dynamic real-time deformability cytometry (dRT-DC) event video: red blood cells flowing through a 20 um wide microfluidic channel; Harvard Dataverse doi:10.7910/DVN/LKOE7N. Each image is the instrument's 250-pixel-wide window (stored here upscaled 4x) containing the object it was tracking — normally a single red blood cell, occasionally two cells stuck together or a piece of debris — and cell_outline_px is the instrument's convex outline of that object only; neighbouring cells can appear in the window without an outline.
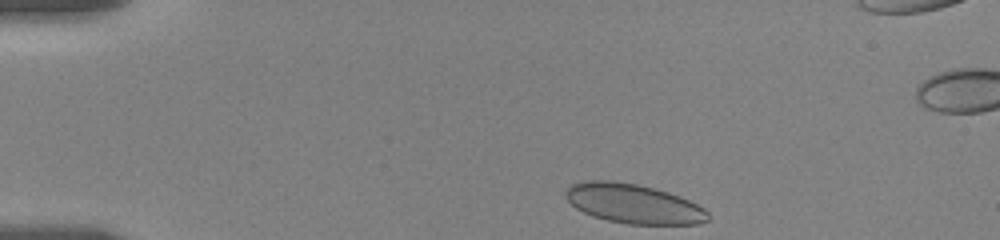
{"species": "human", "species_latin": "Homo sapiens", "temperature_condition": "room temperature", "stored_images_in_passage": 42, "camera_frame_rate_fps": 3000, "um_per_image_px": 0.085, "donor": {"sex": "female"}, "frame": {"image": 1, "passage_image": 1, "time_ms": 0.0, "image_size_px": [1000, 240], "cell_outline_px": [[708, 220], [696, 224], [628, 224], [608, 220], [592, 216], [576, 208], [564, 196], [564, 192], [572, 184], [584, 180], [612, 180], [636, 184], [668, 192], [680, 196], [704, 208], [708, 212]], "centroid_in_image_um": [53.81, 17.3], "position_along_channel_um": 31.2, "area_um2": 32.6}}
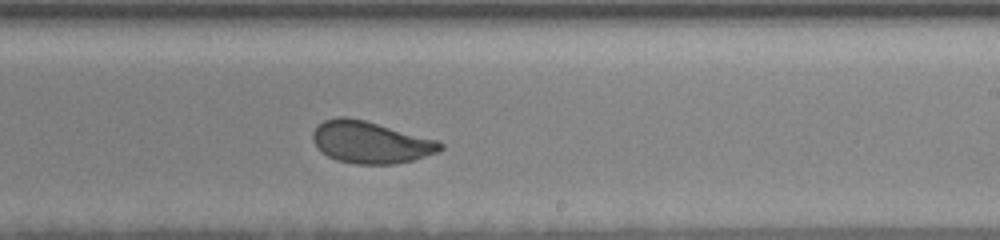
{"frame": {"image": 2, "passage_image": 26, "time_ms": 8.333, "image_size_px": [1000, 240], "cell_outline_px": [[444, 148], [436, 152], [412, 160], [392, 164], [356, 164], [336, 160], [320, 152], [316, 148], [312, 140], [312, 132], [324, 120], [336, 116], [344, 116], [364, 120], [436, 140], [444, 144]], "centroid_in_image_um": [31.43, 12.09], "position_along_channel_um": 257.6, "area_um2": 30.98}}
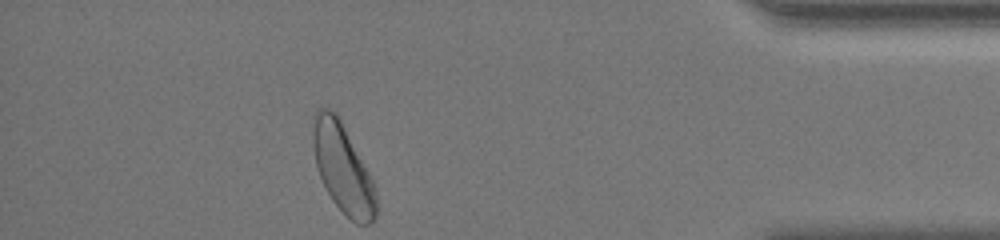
{"frame": {"image": 3, "passage_image": 42, "time_ms": 13.667, "image_size_px": [1000, 240], "cell_outline_px": [[376, 216], [372, 224], [356, 224], [332, 200], [320, 176], [316, 164], [312, 144], [312, 116], [316, 108], [328, 108], [336, 112], [368, 172], [372, 180], [376, 196]], "centroid_in_image_um": [29.11, 14.27], "position_along_channel_um": 406.1, "area_um2": 32.37}}